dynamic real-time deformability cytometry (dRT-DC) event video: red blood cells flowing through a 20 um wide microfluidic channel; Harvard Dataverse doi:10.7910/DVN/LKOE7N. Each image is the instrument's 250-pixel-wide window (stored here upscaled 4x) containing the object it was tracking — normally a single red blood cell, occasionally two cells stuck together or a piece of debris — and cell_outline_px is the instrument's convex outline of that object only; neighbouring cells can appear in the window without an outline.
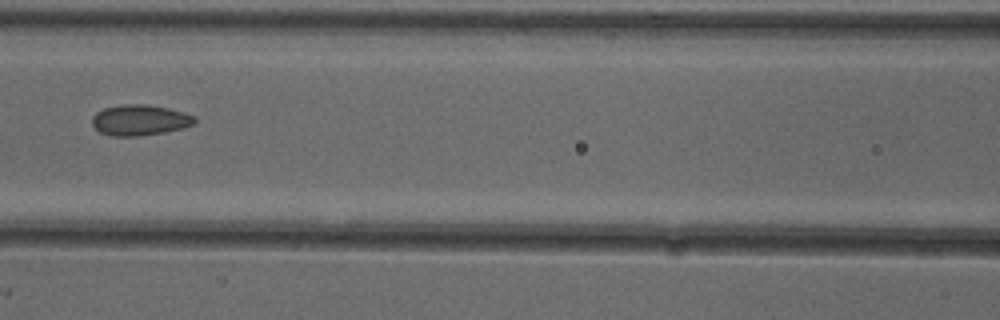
{"species": "common noctule bat (a hibernating species)", "species_latin": "Nyctalus noctula", "temperature_condition": "cold", "stored_images_in_passage": 4, "camera_frame_rate_fps": 3000, "um_per_image_px": 0.085, "animal": {"sex": "female"}, "frame": {"image": 1, "passage_image": 3, "time_ms": 0.667, "image_size_px": [1000, 320], "cell_outline_px": [[196, 124], [184, 128], [164, 132], [136, 136], [112, 136], [100, 132], [92, 124], [92, 116], [96, 112], [104, 108], [120, 104], [144, 104], [168, 108], [184, 112], [196, 116]], "centroid_in_image_um": [11.91, 10.2], "position_along_channel_um": 154.7, "area_um2": 18.5}}
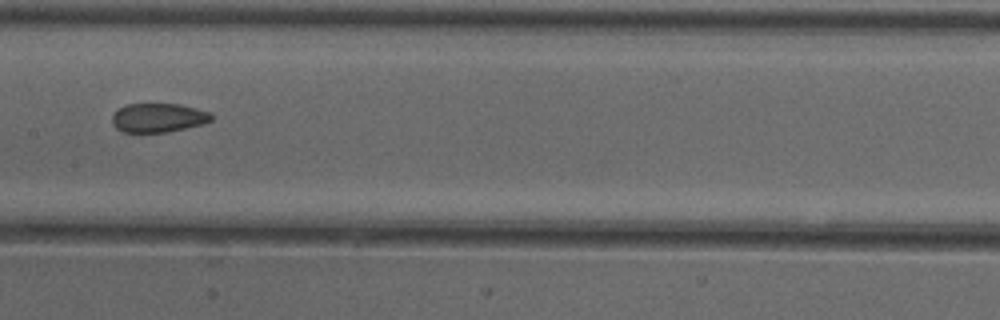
{"frame": {"image": 2, "passage_image": 4, "time_ms": 1.0, "image_size_px": [1000, 320], "cell_outline_px": [[212, 120], [200, 124], [168, 132], [120, 132], [112, 124], [112, 116], [120, 108], [128, 104], [180, 104], [196, 108], [208, 112], [212, 116]], "centroid_in_image_um": [13.42, 10.01], "position_along_channel_um": 194.0, "area_um2": 16.59}}